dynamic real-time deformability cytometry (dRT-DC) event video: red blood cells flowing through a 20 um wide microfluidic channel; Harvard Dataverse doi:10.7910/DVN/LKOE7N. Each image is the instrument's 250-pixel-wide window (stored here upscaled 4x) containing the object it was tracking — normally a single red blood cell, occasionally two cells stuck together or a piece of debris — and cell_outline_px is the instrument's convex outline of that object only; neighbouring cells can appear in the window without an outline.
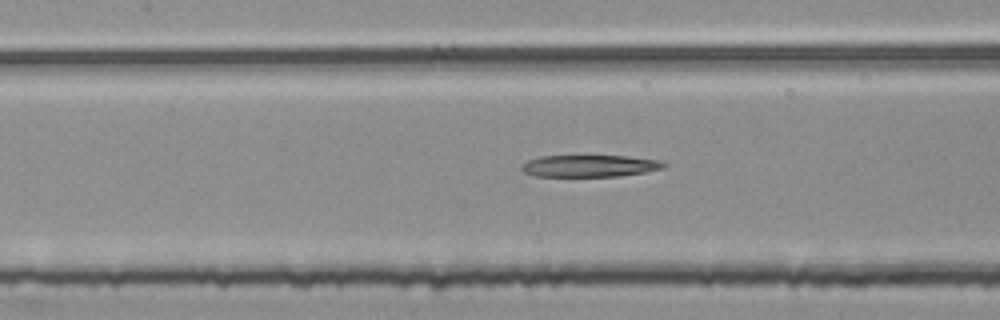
{"species": "common noctule bat (a hibernating species)", "species_latin": "Nyctalus noctula", "temperature_condition": "room temperature", "stored_images_in_passage": 49, "segment_of_instrument_passage": [2, 2], "camera_frame_rate_fps": 3000, "um_per_image_px": 0.085, "animal": {"sex": "female", "body_mass_g": 25.1}, "frame": {"image": 1, "passage_image": 24, "time_ms": 7.667, "image_size_px": [1000, 320], "cell_outline_px": [[668, 164], [664, 168], [644, 172], [620, 176], [532, 176], [524, 172], [520, 168], [528, 160], [540, 156], [628, 156], [656, 160]], "centroid_in_image_um": [50.1, 14.1], "position_along_channel_um": 157.3, "area_um2": 18.03}}
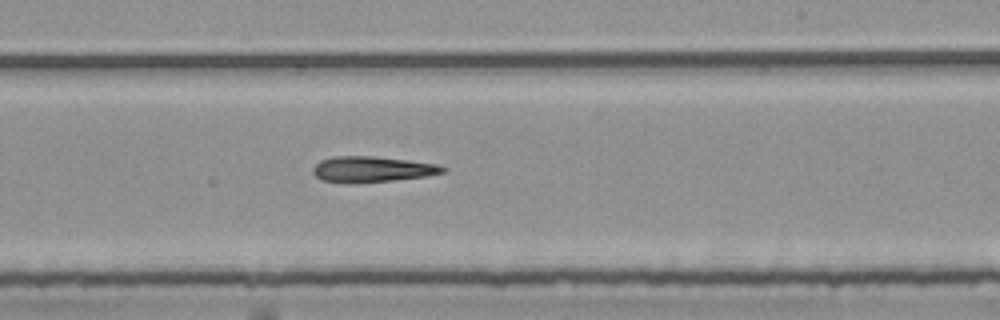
{"frame": {"image": 2, "passage_image": 32, "time_ms": 10.333, "image_size_px": [1000, 320], "cell_outline_px": [[448, 168], [444, 172], [428, 176], [392, 180], [320, 180], [312, 172], [312, 168], [320, 160], [332, 156], [372, 156], [408, 160], [436, 164]], "centroid_in_image_um": [31.67, 14.33], "position_along_channel_um": 257.3, "area_um2": 18.61}}
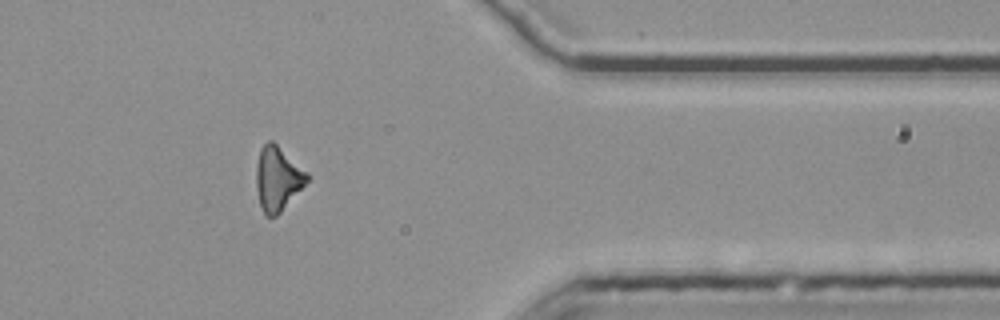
{"frame": {"image": 3, "passage_image": 44, "time_ms": 14.333, "image_size_px": [1000, 320], "cell_outline_px": [[308, 180], [280, 212], [276, 216], [264, 216], [260, 204], [256, 188], [256, 164], [260, 148], [268, 140], [272, 140], [308, 172]], "centroid_in_image_um": [23.57, 15.16], "position_along_channel_um": 387.8, "area_um2": 18.84}}